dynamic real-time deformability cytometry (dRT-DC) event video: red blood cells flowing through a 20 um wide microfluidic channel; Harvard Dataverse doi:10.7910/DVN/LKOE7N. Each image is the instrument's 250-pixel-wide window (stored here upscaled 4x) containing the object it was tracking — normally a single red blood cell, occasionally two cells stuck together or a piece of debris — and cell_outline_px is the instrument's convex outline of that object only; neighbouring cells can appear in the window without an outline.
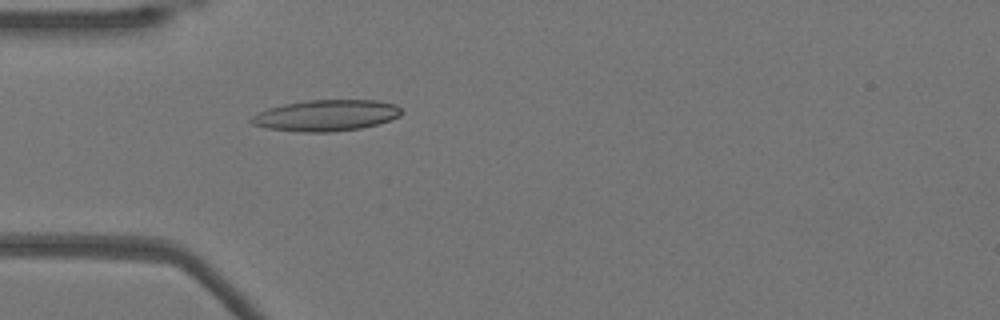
{"species": "Egyptian fruit bat (a non-hibernating species)", "species_latin": "Rousettus aegyptiacus", "temperature_condition": "warm", "stored_images_in_passage": 52, "camera_frame_rate_fps": 3000, "um_per_image_px": 0.085, "animal": {"sex": "female"}, "frame": {"image": 1, "passage_image": 15, "time_ms": 4.667, "image_size_px": [1000, 320], "cell_outline_px": [[404, 112], [400, 116], [376, 124], [360, 128], [332, 132], [304, 132], [268, 128], [252, 124], [248, 120], [252, 116], [268, 108], [284, 104], [308, 100], [376, 100], [396, 104]], "centroid_in_image_um": [27.73, 9.8], "position_along_channel_um": 57.3, "area_um2": 27.17}}
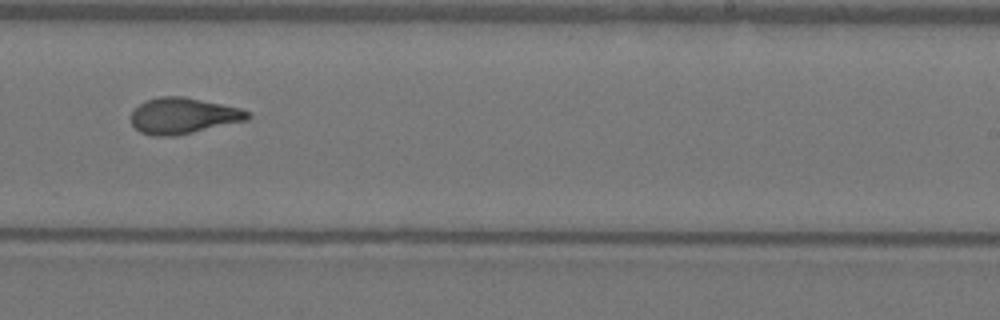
{"frame": {"image": 2, "passage_image": 32, "time_ms": 10.333, "image_size_px": [1000, 320], "cell_outline_px": [[252, 116], [248, 120], [176, 136], [152, 136], [140, 132], [132, 124], [132, 112], [140, 104], [148, 100], [160, 96], [184, 96], [240, 108], [248, 112]], "centroid_in_image_um": [15.59, 9.85], "position_along_channel_um": 273.4, "area_um2": 24.39}}
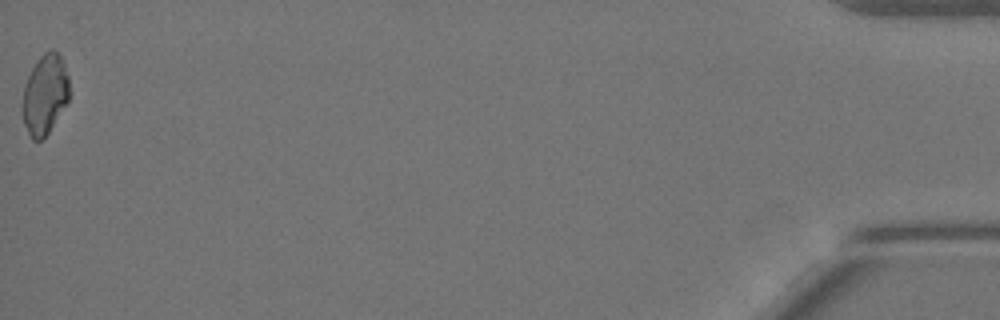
{"frame": {"image": 3, "passage_image": 52, "time_ms": 17.0, "image_size_px": [1000, 320], "cell_outline_px": [[68, 104], [48, 132], [40, 140], [32, 140], [24, 124], [20, 108], [24, 84], [36, 60], [48, 48], [56, 48], [64, 64], [68, 76]], "centroid_in_image_um": [3.79, 8.0], "position_along_channel_um": 431.4, "area_um2": 22.25}, "authors_computed_cell_mechanics": {"area_um2": 24.1604, "velocity_mm_per_s": 3.8781, "shape_relaxation_time_tau1_ms": 6.2841, "shape_relaxation_time_tau2_ms": 1.9088, "deformation_change_tau1": 0.2317, "deformation_change_tau2": 0.0867}}